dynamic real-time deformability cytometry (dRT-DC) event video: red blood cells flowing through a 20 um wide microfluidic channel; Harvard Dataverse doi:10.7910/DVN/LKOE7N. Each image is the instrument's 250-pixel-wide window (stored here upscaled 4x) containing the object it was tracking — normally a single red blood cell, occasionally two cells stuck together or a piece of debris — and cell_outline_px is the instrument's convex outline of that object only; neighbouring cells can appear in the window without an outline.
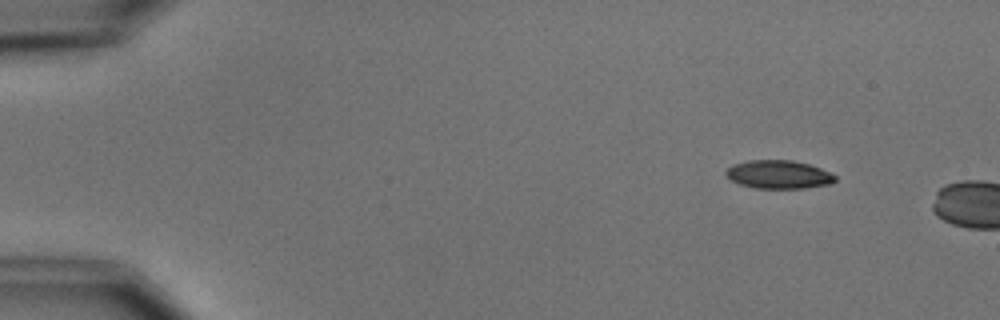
{"species": "common noctule bat (a hibernating species)", "species_latin": "Nyctalus noctula", "temperature_condition": "cold", "stored_images_in_passage": 3, "camera_frame_rate_fps": 3000, "um_per_image_px": 0.085, "animal": {"sex": "male", "body_mass_g": 15.6}, "frame": {"image": 1, "passage_image": 1, "time_ms": 0.0, "image_size_px": [1000, 320], "cell_outline_px": [[836, 180], [832, 184], [804, 188], [756, 188], [740, 184], [732, 180], [724, 172], [728, 168], [736, 164], [748, 160], [792, 160], [808, 164], [820, 168], [836, 176]], "centroid_in_image_um": [66.21, 14.83], "position_along_channel_um": 18.8, "area_um2": 17.86}}